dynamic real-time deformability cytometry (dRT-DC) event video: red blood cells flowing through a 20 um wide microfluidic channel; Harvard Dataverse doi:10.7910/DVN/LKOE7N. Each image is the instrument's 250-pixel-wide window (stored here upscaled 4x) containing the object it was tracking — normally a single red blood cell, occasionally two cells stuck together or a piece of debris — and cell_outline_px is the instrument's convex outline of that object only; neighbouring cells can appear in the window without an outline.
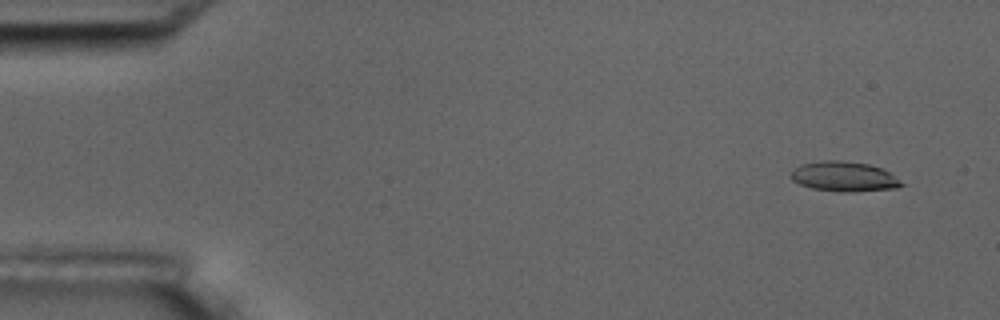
{"species": "common noctule bat (a hibernating species)", "species_latin": "Nyctalus noctula", "temperature_condition": "room temperature", "stored_images_in_passage": 6, "camera_frame_rate_fps": 3000, "um_per_image_px": 0.085, "animal": {"sex": "male", "body_mass_g": 17.5, "forearm_length_mm": 52.3}, "frame": {"image": 1, "passage_image": 1, "time_ms": 0.0, "image_size_px": [1000, 320], "cell_outline_px": [[904, 184], [896, 188], [852, 192], [836, 192], [812, 188], [800, 184], [792, 180], [788, 176], [792, 168], [800, 164], [824, 160], [840, 160], [868, 164], [880, 168], [888, 172], [900, 180]], "centroid_in_image_um": [71.67, 15.01], "position_along_channel_um": 13.3, "area_um2": 19.42}}
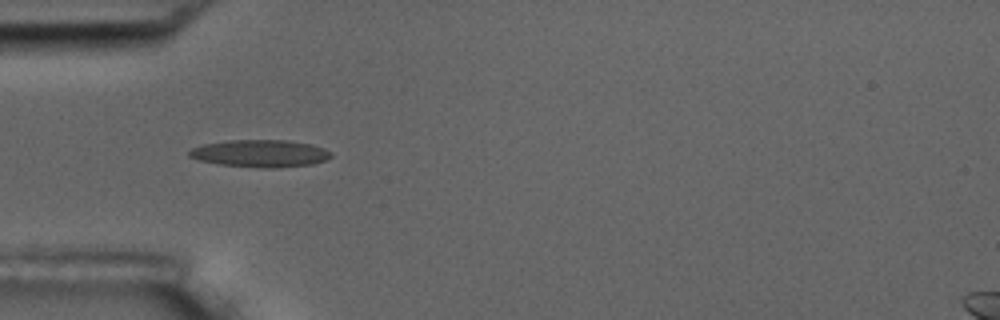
{"frame": {"image": 2, "passage_image": 5, "time_ms": 4.667, "image_size_px": [1000, 320], "cell_outline_px": [[332, 156], [324, 160], [312, 164], [276, 168], [264, 168], [220, 164], [200, 160], [188, 156], [188, 152], [192, 148], [200, 144], [228, 140], [288, 140], [312, 144], [324, 148], [332, 152]], "centroid_in_image_um": [22.12, 13.03], "position_along_channel_um": 62.9, "area_um2": 22.66}}